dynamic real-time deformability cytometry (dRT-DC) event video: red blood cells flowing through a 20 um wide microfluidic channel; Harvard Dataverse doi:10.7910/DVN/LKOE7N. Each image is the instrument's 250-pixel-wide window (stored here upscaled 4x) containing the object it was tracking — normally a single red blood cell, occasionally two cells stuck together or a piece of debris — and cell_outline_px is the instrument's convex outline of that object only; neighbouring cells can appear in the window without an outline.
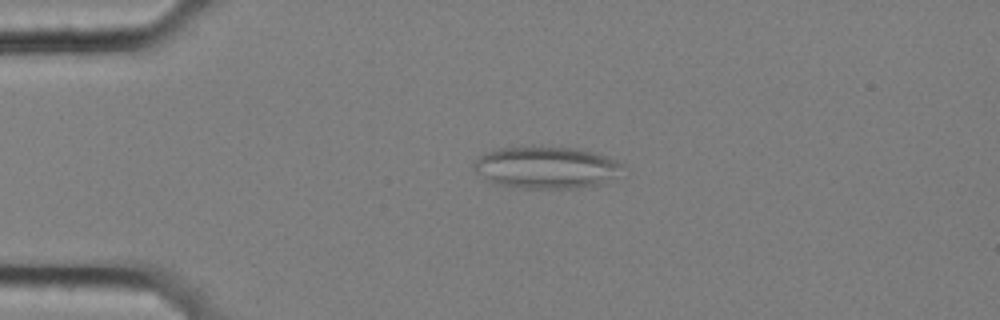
{"species": "common noctule bat (a hibernating species)", "species_latin": "Nyctalus noctula", "temperature_condition": "cold", "stored_images_in_passage": 57, "camera_frame_rate_fps": 3000, "um_per_image_px": 0.085, "animal": {"sex": "female", "body_mass_g": 25.1}, "frame": {"image": 1, "passage_image": 13, "time_ms": 4.0, "image_size_px": [1000, 320], "cell_outline_px": [[628, 168], [616, 176], [600, 184], [576, 188], [524, 188], [496, 184], [488, 180], [476, 172], [472, 168], [472, 164], [484, 152], [500, 148], [532, 144], [540, 144], [576, 148], [596, 152], [608, 156], [624, 164]], "centroid_in_image_um": [46.46, 14.19], "position_along_channel_um": 38.5, "area_um2": 37.51}}
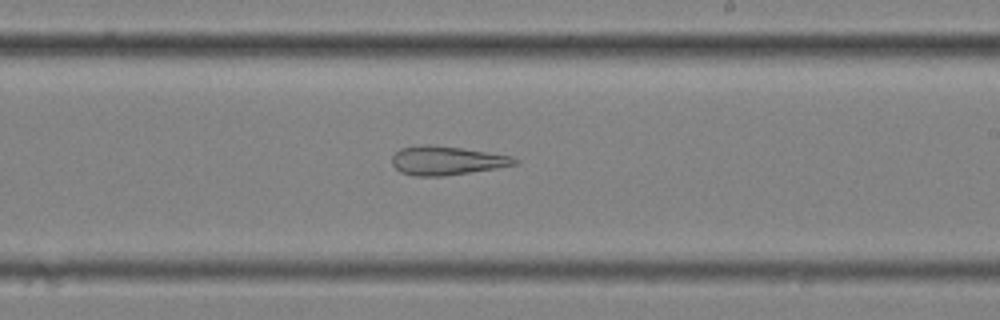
{"frame": {"image": 2, "passage_image": 34, "time_ms": 11.0, "image_size_px": [1000, 320], "cell_outline_px": [[520, 160], [516, 164], [496, 168], [444, 176], [412, 176], [400, 172], [392, 164], [392, 156], [400, 148], [424, 144], [428, 144], [460, 148], [512, 156]], "centroid_in_image_um": [37.93, 13.65], "position_along_channel_um": 251.1, "area_um2": 20.52}}
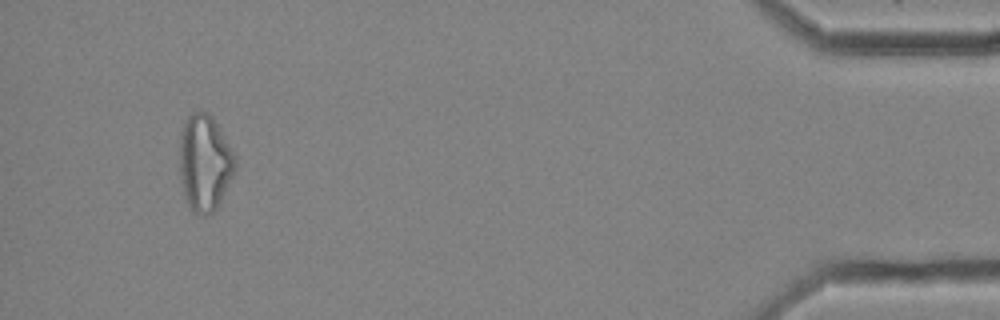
{"frame": {"image": 3, "passage_image": 54, "time_ms": 17.667, "image_size_px": [1000, 320], "cell_outline_px": [[236, 168], [216, 208], [208, 216], [200, 216], [192, 212], [184, 200], [180, 176], [180, 132], [188, 116], [192, 112], [208, 112], [212, 116], [236, 156]], "centroid_in_image_um": [17.38, 13.87], "position_along_channel_um": 417.8, "area_um2": 31.33}, "authors_computed_cell_mechanics": {"area_um2": 28.4376, "velocity_mm_per_s": 3.5168, "shape_relaxation_time_tau1_ms": null, "shape_relaxation_time_tau2_ms": 5.5058, "deformation_change_tau1": null, "deformation_change_tau2": 0.184}}